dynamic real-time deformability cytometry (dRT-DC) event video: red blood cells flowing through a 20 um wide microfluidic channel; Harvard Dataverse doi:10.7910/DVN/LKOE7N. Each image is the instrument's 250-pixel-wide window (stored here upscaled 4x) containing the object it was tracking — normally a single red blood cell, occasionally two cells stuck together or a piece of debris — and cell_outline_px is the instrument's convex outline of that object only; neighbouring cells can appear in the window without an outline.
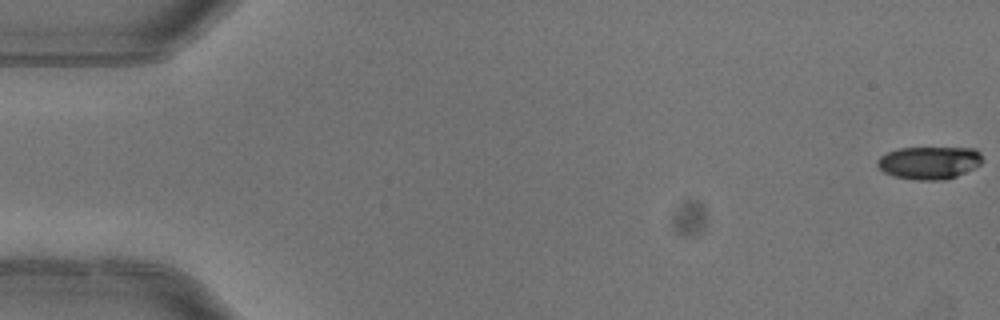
{"species": "common noctule bat (a hibernating species)", "species_latin": "Nyctalus noctula", "temperature_condition": "warm", "stored_images_in_passage": 4, "camera_frame_rate_fps": 3000, "um_per_image_px": 0.085, "animal": {"sex": "female"}, "frame": {"image": 1, "passage_image": 1, "time_ms": 0.0, "image_size_px": [1000, 320], "cell_outline_px": [[984, 160], [980, 164], [956, 176], [944, 180], [916, 180], [896, 176], [884, 172], [876, 164], [876, 160], [880, 156], [888, 152], [900, 148], [976, 148], [980, 152]], "centroid_in_image_um": [78.99, 13.82], "position_along_channel_um": 6.0, "area_um2": 19.94}}